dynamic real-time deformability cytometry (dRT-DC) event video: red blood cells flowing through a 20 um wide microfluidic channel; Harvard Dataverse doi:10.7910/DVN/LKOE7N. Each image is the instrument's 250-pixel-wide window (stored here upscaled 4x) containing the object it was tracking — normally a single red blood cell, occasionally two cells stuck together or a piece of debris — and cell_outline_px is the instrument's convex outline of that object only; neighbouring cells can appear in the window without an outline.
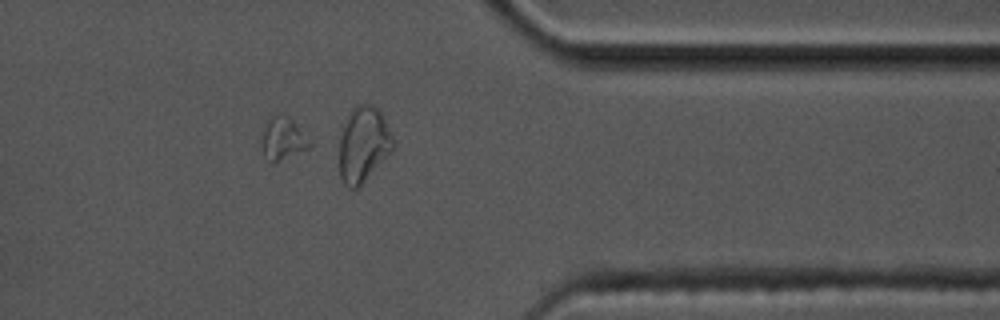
{"species": "common noctule bat (a hibernating species)", "species_latin": "Nyctalus noctula", "temperature_condition": "cold", "stored_images_in_passage": 14, "segment_of_instrument_passage": [2, 2], "camera_frame_rate_fps": 3000, "um_per_image_px": 0.085, "animal": {"sex": "male", "body_mass_g": 17.5, "forearm_length_mm": 52.3}, "frame": {"image": 1, "passage_image": 12, "time_ms": 3.667, "image_size_px": [1000, 320], "cell_outline_px": [[312, 144], [308, 148], [272, 164], [264, 152], [264, 128], [268, 116], [288, 116], [292, 120]], "centroid_in_image_um": [24.06, 11.78], "position_along_channel_um": 387.3, "area_um2": 11.16}}